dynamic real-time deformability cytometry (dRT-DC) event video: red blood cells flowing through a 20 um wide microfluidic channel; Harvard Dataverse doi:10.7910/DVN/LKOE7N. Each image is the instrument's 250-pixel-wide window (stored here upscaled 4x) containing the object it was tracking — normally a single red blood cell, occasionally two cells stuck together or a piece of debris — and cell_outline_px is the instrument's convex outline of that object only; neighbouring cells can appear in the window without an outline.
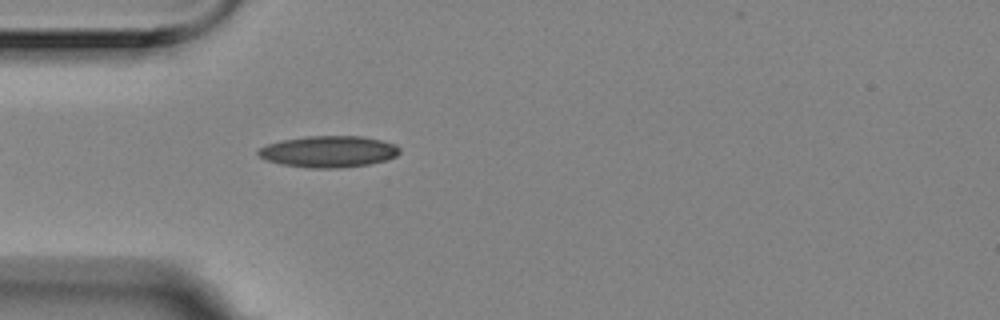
{"species": "Egyptian fruit bat (a non-hibernating species)", "species_latin": "Rousettus aegyptiacus", "temperature_condition": "room temperature", "stored_images_in_passage": 2, "camera_frame_rate_fps": 3000, "um_per_image_px": 0.085, "animal": {"sex": "female"}, "frame": {"image": 1, "passage_image": 2, "time_ms": 0.333, "image_size_px": [1000, 320], "cell_outline_px": [[400, 152], [396, 156], [384, 160], [368, 164], [336, 168], [308, 168], [280, 164], [268, 160], [260, 156], [256, 152], [260, 148], [268, 144], [280, 140], [308, 136], [360, 136], [380, 140], [396, 144], [400, 148]], "centroid_in_image_um": [27.92, 12.88], "position_along_channel_um": 57.1, "area_um2": 25.78}}